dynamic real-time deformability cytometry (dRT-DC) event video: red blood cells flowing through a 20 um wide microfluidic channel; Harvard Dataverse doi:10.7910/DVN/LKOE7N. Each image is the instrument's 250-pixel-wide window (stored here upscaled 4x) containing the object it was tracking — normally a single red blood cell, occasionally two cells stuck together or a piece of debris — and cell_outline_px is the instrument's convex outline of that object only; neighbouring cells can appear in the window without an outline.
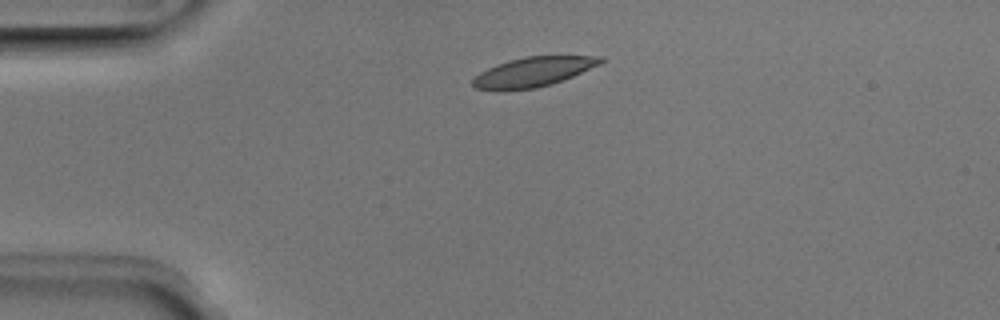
{"species": "Egyptian fruit bat (a non-hibernating species)", "species_latin": "Rousettus aegyptiacus", "temperature_condition": "room temperature", "stored_images_in_passage": 33, "camera_frame_rate_fps": 3000, "um_per_image_px": 0.085, "animal": {"sex": "male"}, "frame": {"image": 1, "passage_image": 1, "time_ms": 0.0, "image_size_px": [1000, 320], "cell_outline_px": [[604, 60], [600, 64], [572, 76], [552, 84], [536, 88], [476, 88], [472, 84], [472, 80], [480, 72], [496, 64], [508, 60], [524, 56], [604, 56]], "centroid_in_image_um": [45.38, 6.07], "position_along_channel_um": 39.6, "area_um2": 21.39}}
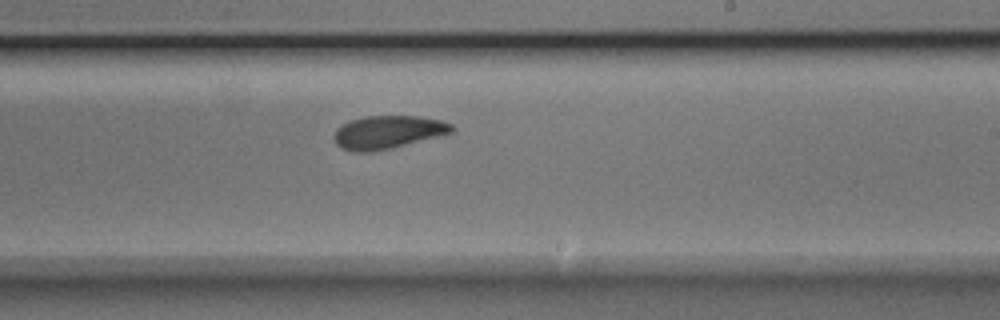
{"frame": {"image": 2, "passage_image": 20, "time_ms": 6.333, "image_size_px": [1000, 320], "cell_outline_px": [[456, 128], [452, 132], [392, 148], [372, 152], [352, 152], [340, 148], [336, 144], [332, 136], [336, 128], [352, 120], [364, 116], [416, 116], [440, 120], [452, 124]], "centroid_in_image_um": [32.92, 11.24], "position_along_channel_um": 256.1, "area_um2": 22.72}}
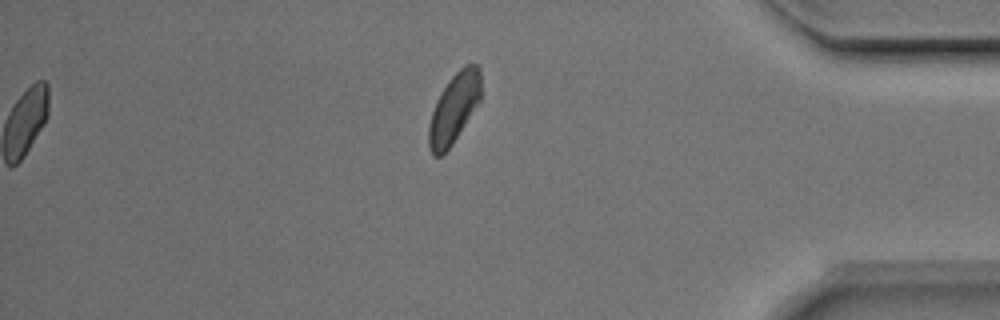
{"frame": {"image": 3, "passage_image": 33, "time_ms": 10.667, "image_size_px": [1000, 320], "cell_outline_px": [[480, 100], [452, 144], [440, 156], [432, 156], [428, 148], [428, 124], [436, 100], [440, 92], [448, 80], [464, 64], [476, 64], [480, 68]], "centroid_in_image_um": [38.56, 9.2], "position_along_channel_um": 396.6, "area_um2": 21.1}, "authors_computed_cell_mechanics": {"area_um2": 22.831, "velocity_mm_per_s": 3.9295, "shape_relaxation_time_tau1_ms": 2.1915, "shape_relaxation_time_tau2_ms": 3.1123, "deformation_change_tau1": 0.0971, "deformation_change_tau2": 0.0765}}